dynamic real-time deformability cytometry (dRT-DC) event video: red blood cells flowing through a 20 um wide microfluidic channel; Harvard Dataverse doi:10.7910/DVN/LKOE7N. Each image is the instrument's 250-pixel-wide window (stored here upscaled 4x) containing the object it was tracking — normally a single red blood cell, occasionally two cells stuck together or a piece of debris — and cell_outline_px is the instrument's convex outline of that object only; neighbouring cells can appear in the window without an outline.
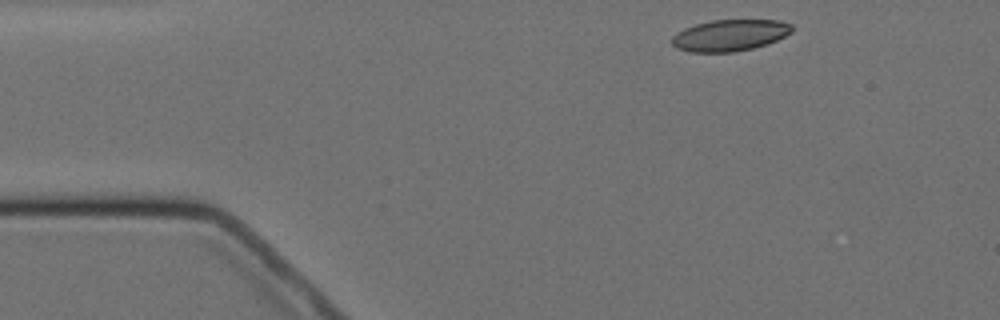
{"species": "Egyptian fruit bat (a non-hibernating species)", "species_latin": "Rousettus aegyptiacus", "temperature_condition": "cold", "stored_images_in_passage": 3, "camera_frame_rate_fps": 3000, "um_per_image_px": 0.085, "animal": {"sex": "female"}, "frame": {"image": 1, "passage_image": 1, "time_ms": 0.0, "image_size_px": [1000, 320], "cell_outline_px": [[792, 32], [768, 44], [752, 48], [732, 52], [688, 52], [676, 48], [672, 44], [672, 36], [676, 32], [684, 28], [696, 24], [712, 20], [780, 20], [792, 24]], "centroid_in_image_um": [62.02, 3.0], "position_along_channel_um": 23.0, "area_um2": 22.08}}